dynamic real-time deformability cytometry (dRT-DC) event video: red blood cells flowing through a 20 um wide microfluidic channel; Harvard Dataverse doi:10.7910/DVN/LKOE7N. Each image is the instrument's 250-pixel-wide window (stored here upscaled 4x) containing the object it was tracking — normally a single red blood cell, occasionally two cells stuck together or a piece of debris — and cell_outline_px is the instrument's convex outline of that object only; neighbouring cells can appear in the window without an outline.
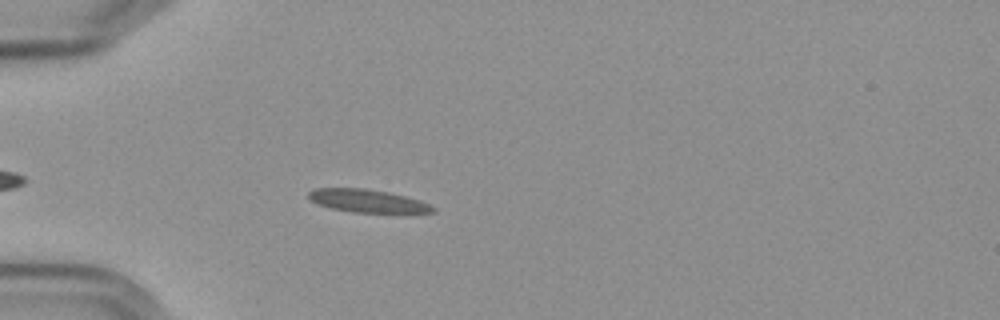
{"species": "Egyptian fruit bat (a non-hibernating species)", "species_latin": "Rousettus aegyptiacus", "temperature_condition": "cold", "stored_images_in_passage": 35, "camera_frame_rate_fps": 3000, "um_per_image_px": 0.085, "frame": {"image": 1, "passage_image": 7, "time_ms": 2.0, "image_size_px": [1000, 320], "cell_outline_px": [[436, 212], [352, 212], [332, 208], [320, 204], [312, 200], [308, 196], [308, 192], [312, 188], [364, 188], [388, 192], [420, 200], [436, 208]], "centroid_in_image_um": [31.22, 17.06], "position_along_channel_um": 53.8, "area_um2": 16.3}}
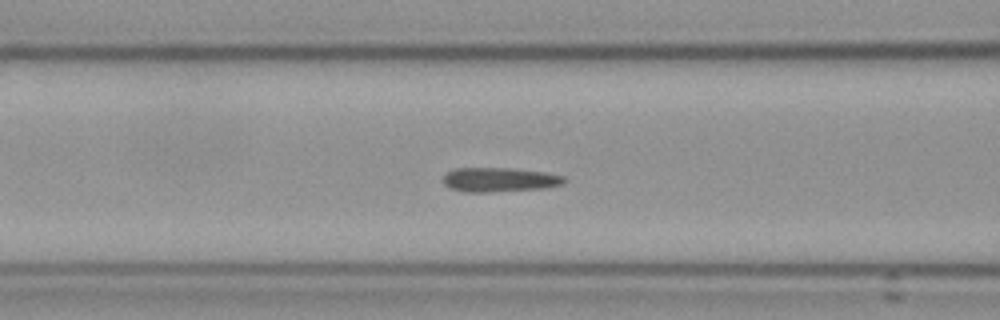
{"frame": {"image": 2, "passage_image": 14, "time_ms": 4.333, "image_size_px": [1000, 320], "cell_outline_px": [[568, 180], [564, 184], [544, 188], [488, 192], [464, 192], [448, 188], [444, 184], [444, 176], [448, 172], [456, 168], [508, 168], [544, 172], [564, 176]], "centroid_in_image_um": [42.47, 15.28], "position_along_channel_um": 124.1, "area_um2": 17.17}}
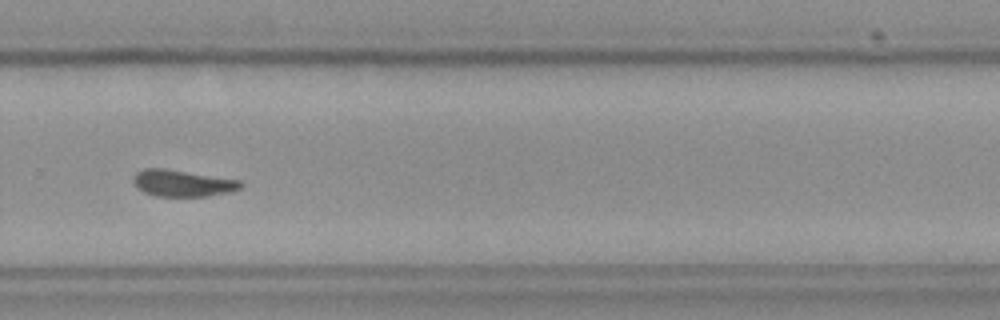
{"frame": {"image": 3, "passage_image": 30, "time_ms": 9.667, "image_size_px": [1000, 320], "cell_outline_px": [[244, 184], [240, 188], [208, 196], [156, 196], [144, 192], [132, 180], [132, 176], [136, 172], [144, 168], [164, 168], [240, 180]], "centroid_in_image_um": [15.48, 15.56], "position_along_channel_um": 314.3, "area_um2": 16.42}, "authors_computed_cell_mechanics": {"area_um2": 16.8198, "velocity_mm_per_s": 3.5611, "shape_relaxation_time_tau1_ms": null, "shape_relaxation_time_tau2_ms": 6.4112, "deformation_change_tau1": null, "deformation_change_tau2": 0.098}}